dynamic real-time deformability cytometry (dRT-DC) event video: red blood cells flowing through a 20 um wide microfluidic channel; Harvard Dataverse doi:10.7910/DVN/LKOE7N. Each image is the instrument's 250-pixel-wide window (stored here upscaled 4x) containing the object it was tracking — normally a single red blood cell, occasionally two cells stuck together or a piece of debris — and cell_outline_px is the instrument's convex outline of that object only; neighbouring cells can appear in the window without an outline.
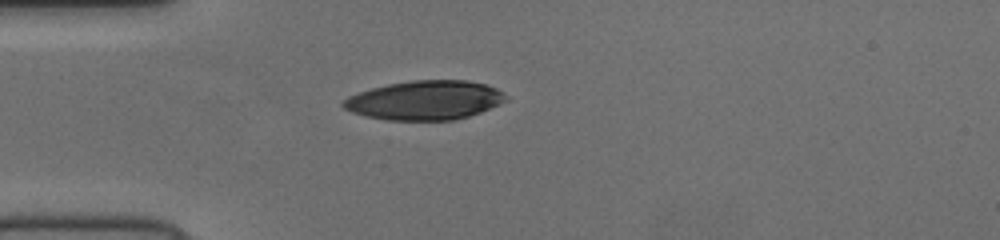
{"species": "human", "species_latin": "Homo sapiens", "temperature_condition": "cold", "stored_images_in_passage": 39, "camera_frame_rate_fps": 3000, "um_per_image_px": 0.085, "donor": {"sex": "female"}, "frame": {"image": 1, "passage_image": 1, "time_ms": 0.0, "image_size_px": [1000, 240], "cell_outline_px": [[508, 100], [500, 104], [480, 112], [468, 116], [452, 120], [388, 120], [364, 116], [352, 112], [344, 108], [340, 104], [348, 96], [372, 88], [388, 84], [412, 80], [468, 80], [484, 84], [496, 88], [504, 92], [508, 96]], "centroid_in_image_um": [36.13, 8.52], "position_along_channel_um": 48.9, "area_um2": 37.17}}
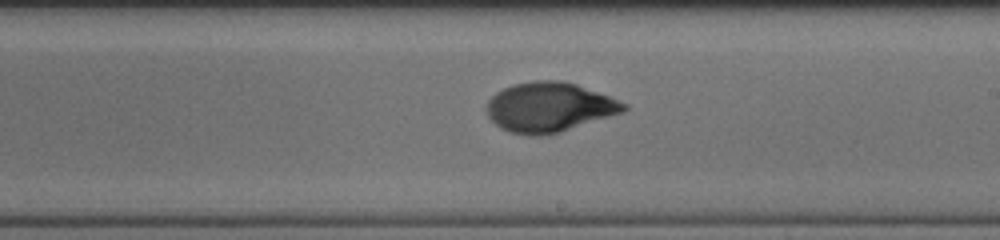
{"frame": {"image": 2, "passage_image": 17, "time_ms": 5.333, "image_size_px": [1000, 240], "cell_outline_px": [[628, 108], [620, 112], [560, 132], [540, 136], [528, 136], [512, 132], [500, 128], [488, 116], [488, 100], [496, 92], [512, 84], [536, 80], [560, 80], [576, 84], [608, 96], [628, 104]], "centroid_in_image_um": [46.65, 9.1], "position_along_channel_um": 242.3, "area_um2": 39.19}}
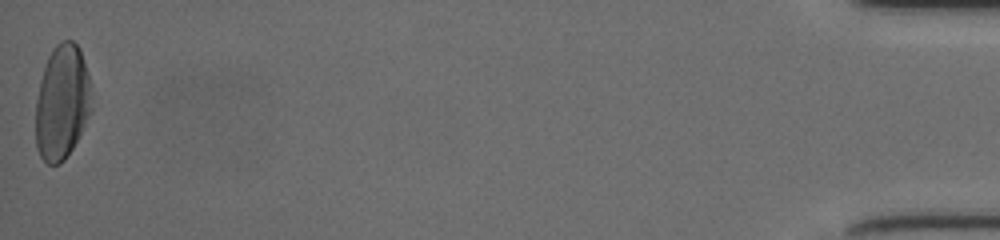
{"frame": {"image": 3, "passage_image": 39, "time_ms": 12.667, "image_size_px": [1000, 240], "cell_outline_px": [[92, 108], [72, 148], [64, 160], [60, 164], [48, 164], [40, 156], [36, 148], [36, 100], [40, 80], [48, 56], [52, 48], [60, 40], [72, 40], [80, 48], [88, 76]], "centroid_in_image_um": [5.25, 8.68], "position_along_channel_um": 429.9, "area_um2": 37.11}}